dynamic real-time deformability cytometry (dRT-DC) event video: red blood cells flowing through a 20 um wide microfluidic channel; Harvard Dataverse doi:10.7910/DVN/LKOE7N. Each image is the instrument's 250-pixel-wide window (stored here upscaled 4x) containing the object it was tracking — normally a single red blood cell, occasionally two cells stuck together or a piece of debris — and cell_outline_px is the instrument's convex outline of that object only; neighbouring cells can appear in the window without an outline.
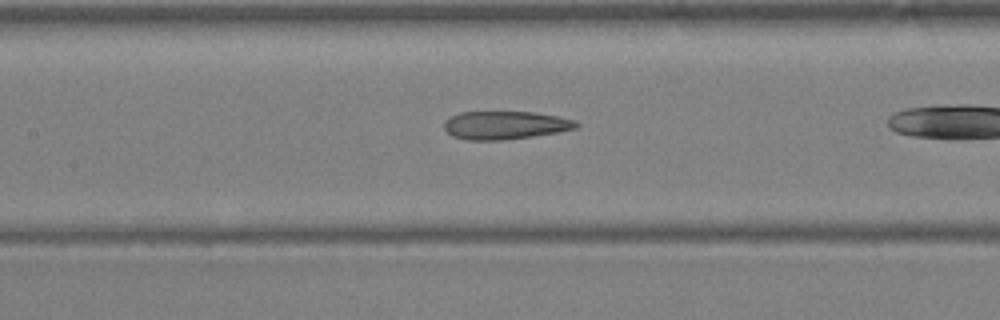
{"species": "Egyptian fruit bat (a non-hibernating species)", "species_latin": "Rousettus aegyptiacus", "temperature_condition": "warm", "stored_images_in_passage": 15, "camera_frame_rate_fps": 3000, "um_per_image_px": 0.085, "animal": {"sex": "female"}, "frame": {"image": 1, "passage_image": 7, "time_ms": 2.0, "image_size_px": [1000, 320], "cell_outline_px": [[580, 124], [576, 128], [556, 132], [532, 136], [504, 140], [468, 140], [452, 136], [444, 128], [444, 120], [460, 112], [536, 112], [576, 120]], "centroid_in_image_um": [42.93, 10.64], "position_along_channel_um": 164.5, "area_um2": 21.62}}